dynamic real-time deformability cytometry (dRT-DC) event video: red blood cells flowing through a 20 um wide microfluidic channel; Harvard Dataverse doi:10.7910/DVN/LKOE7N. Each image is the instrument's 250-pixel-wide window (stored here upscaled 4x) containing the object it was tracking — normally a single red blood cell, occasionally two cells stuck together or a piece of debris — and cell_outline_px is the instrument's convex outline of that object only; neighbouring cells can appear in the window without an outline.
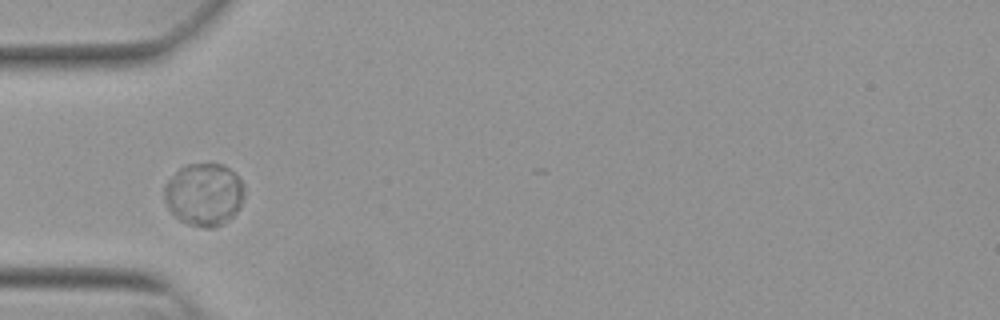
{"species": "Egyptian fruit bat (a non-hibernating species)", "species_latin": "Rousettus aegyptiacus", "temperature_condition": "warm", "stored_images_in_passage": 6, "camera_frame_rate_fps": 3000, "um_per_image_px": 0.085, "animal": {"sex": "female"}, "frame": {"image": 1, "passage_image": 1, "time_ms": 0.0, "image_size_px": [1000, 320], "cell_outline_px": [[244, 196], [240, 208], [224, 224], [212, 228], [204, 228], [188, 224], [180, 220], [168, 208], [164, 200], [164, 188], [168, 180], [184, 164], [224, 164], [244, 184]], "centroid_in_image_um": [17.35, 16.54], "position_along_channel_um": 67.7, "area_um2": 29.25}}
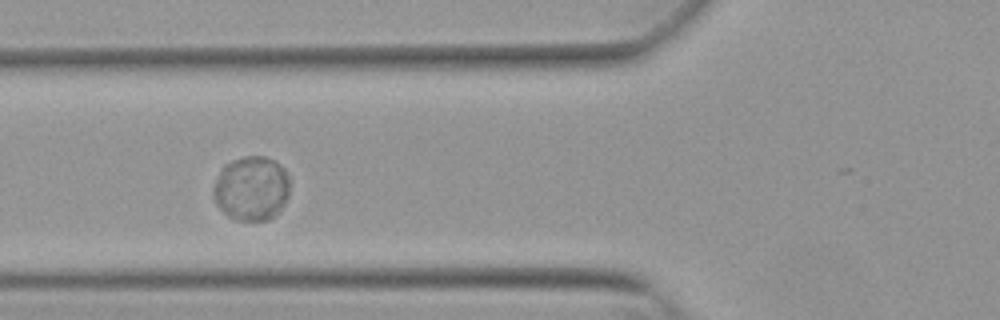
{"frame": {"image": 2, "passage_image": 4, "time_ms": 1.0, "image_size_px": [1000, 320], "cell_outline_px": [[288, 196], [280, 212], [276, 216], [268, 220], [232, 220], [216, 204], [212, 196], [212, 188], [224, 164], [232, 160], [244, 156], [264, 156], [276, 160], [288, 172]], "centroid_in_image_um": [21.38, 16.02], "position_along_channel_um": 104.4, "area_um2": 29.13}}